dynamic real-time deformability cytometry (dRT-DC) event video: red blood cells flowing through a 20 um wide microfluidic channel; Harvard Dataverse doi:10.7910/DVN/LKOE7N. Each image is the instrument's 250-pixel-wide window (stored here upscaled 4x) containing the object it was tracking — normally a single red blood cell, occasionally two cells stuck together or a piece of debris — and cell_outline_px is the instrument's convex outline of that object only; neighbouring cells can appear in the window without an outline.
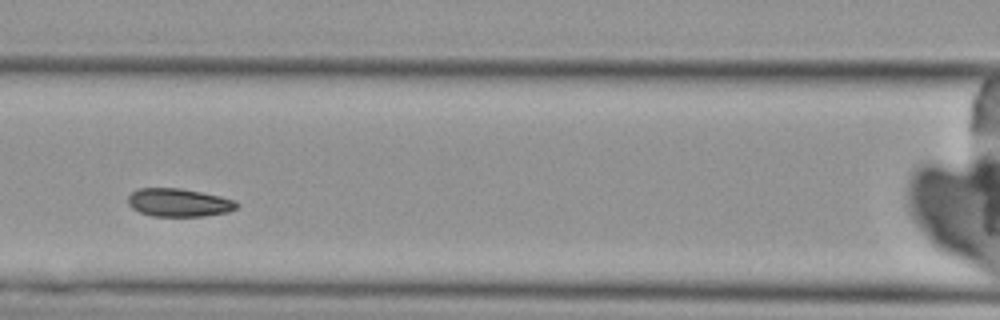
{"species": "Egyptian fruit bat (a non-hibernating species)", "species_latin": "Rousettus aegyptiacus", "temperature_condition": "cold", "stored_images_in_passage": 4, "camera_frame_rate_fps": 3000, "um_per_image_px": 0.085, "animal": {"sex": "female"}, "frame": {"image": 1, "passage_image": 3, "time_ms": 2.333, "image_size_px": [1000, 320], "cell_outline_px": [[240, 204], [236, 208], [228, 212], [204, 216], [152, 216], [140, 212], [132, 208], [128, 204], [128, 196], [132, 192], [140, 188], [180, 188], [220, 196], [236, 200]], "centroid_in_image_um": [15.21, 17.22], "position_along_channel_um": 151.4, "area_um2": 17.86}}
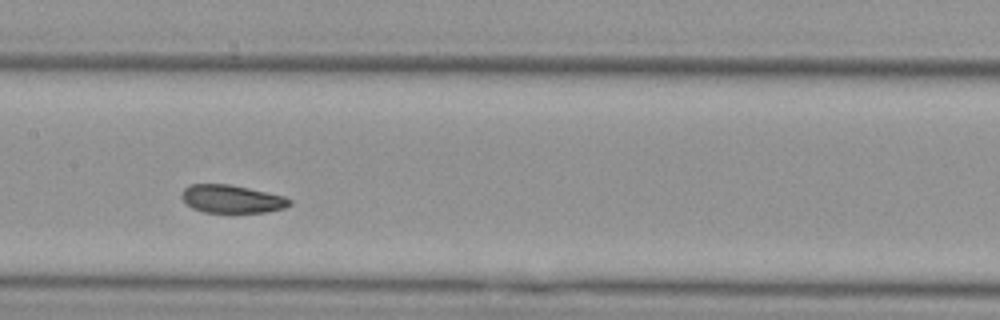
{"frame": {"image": 2, "passage_image": 4, "time_ms": 3.333, "image_size_px": [1000, 320], "cell_outline_px": [[292, 204], [284, 208], [264, 212], [204, 212], [192, 208], [180, 196], [184, 188], [188, 184], [228, 184], [248, 188], [284, 196], [292, 200]], "centroid_in_image_um": [19.69, 16.9], "position_along_channel_um": 187.7, "area_um2": 17.51}}